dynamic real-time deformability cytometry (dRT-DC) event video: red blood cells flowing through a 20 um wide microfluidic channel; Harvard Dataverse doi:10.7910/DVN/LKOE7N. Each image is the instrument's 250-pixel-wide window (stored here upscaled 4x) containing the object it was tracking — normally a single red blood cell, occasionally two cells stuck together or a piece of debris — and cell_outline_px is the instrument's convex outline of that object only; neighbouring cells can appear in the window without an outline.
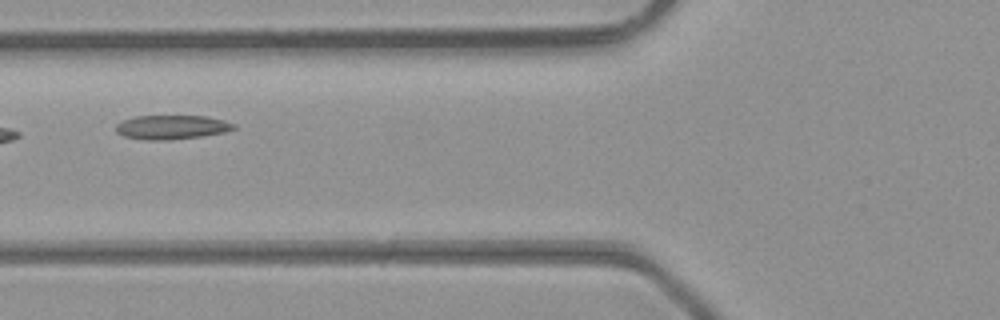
{"species": "common noctule bat (a hibernating species)", "species_latin": "Nyctalus noctula", "temperature_condition": "room temperature", "stored_images_in_passage": 6, "camera_frame_rate_fps": 3000, "um_per_image_px": 0.085, "animal": {"sex": "male", "body_mass_g": 23.1, "forearm_length_mm": 52.7}, "frame": {"image": 1, "passage_image": 6, "time_ms": 1.667, "image_size_px": [1000, 320], "cell_outline_px": [[236, 128], [224, 132], [200, 136], [164, 140], [148, 140], [124, 136], [116, 132], [116, 124], [124, 120], [136, 116], [208, 116], [224, 120], [236, 124]], "centroid_in_image_um": [14.61, 10.8], "position_along_channel_um": 111.2, "area_um2": 16.42}}